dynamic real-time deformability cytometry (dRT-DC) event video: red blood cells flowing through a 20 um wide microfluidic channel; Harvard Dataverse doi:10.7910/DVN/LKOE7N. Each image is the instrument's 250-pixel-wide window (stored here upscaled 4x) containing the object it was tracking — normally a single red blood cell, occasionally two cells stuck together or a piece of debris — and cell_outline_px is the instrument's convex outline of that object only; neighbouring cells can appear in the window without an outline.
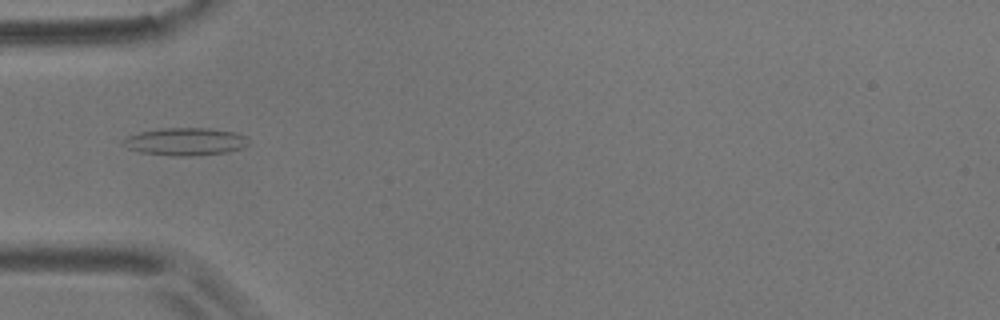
{"species": "common noctule bat (a hibernating species)", "species_latin": "Nyctalus noctula", "temperature_condition": "room temperature", "stored_images_in_passage": 6, "camera_frame_rate_fps": 3000, "um_per_image_px": 0.085, "animal": {"sex": "male", "body_mass_g": 17.9}, "frame": {"image": 1, "passage_image": 2, "time_ms": 0.333, "image_size_px": [1000, 320], "cell_outline_px": [[248, 144], [244, 148], [228, 152], [188, 156], [172, 156], [140, 152], [128, 148], [120, 144], [120, 140], [128, 136], [140, 132], [160, 128], [208, 128], [236, 132], [244, 136], [248, 140]], "centroid_in_image_um": [15.73, 12.04], "position_along_channel_um": 69.3, "area_um2": 20.35}}
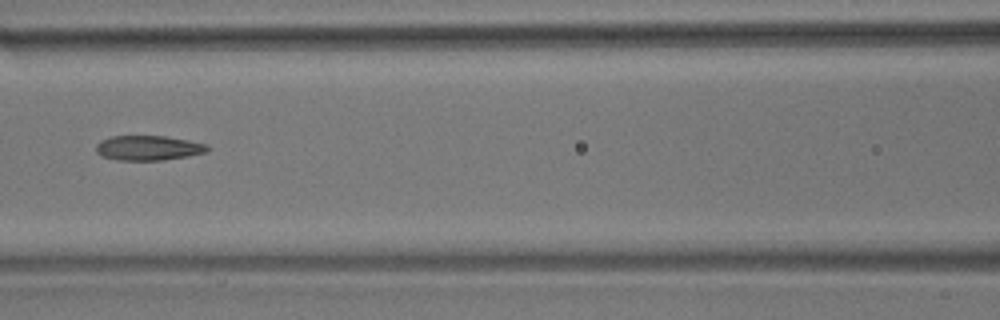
{"frame": {"image": 2, "passage_image": 4, "time_ms": 1.0, "image_size_px": [1000, 320], "cell_outline_px": [[208, 152], [188, 156], [164, 160], [116, 160], [100, 156], [96, 152], [96, 144], [100, 140], [112, 136], [164, 136], [188, 140], [208, 144]], "centroid_in_image_um": [12.59, 12.58], "position_along_channel_um": 154.0, "area_um2": 16.24}}
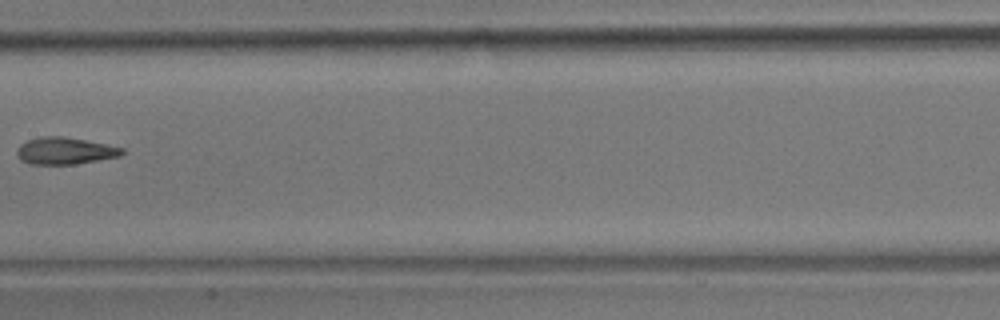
{"frame": {"image": 3, "passage_image": 5, "time_ms": 1.333, "image_size_px": [1000, 320], "cell_outline_px": [[124, 152], [120, 156], [76, 164], [28, 164], [20, 160], [16, 152], [16, 148], [20, 144], [28, 140], [40, 136], [64, 136], [124, 148]], "centroid_in_image_um": [5.47, 12.82], "position_along_channel_um": 201.9, "area_um2": 16.53}}